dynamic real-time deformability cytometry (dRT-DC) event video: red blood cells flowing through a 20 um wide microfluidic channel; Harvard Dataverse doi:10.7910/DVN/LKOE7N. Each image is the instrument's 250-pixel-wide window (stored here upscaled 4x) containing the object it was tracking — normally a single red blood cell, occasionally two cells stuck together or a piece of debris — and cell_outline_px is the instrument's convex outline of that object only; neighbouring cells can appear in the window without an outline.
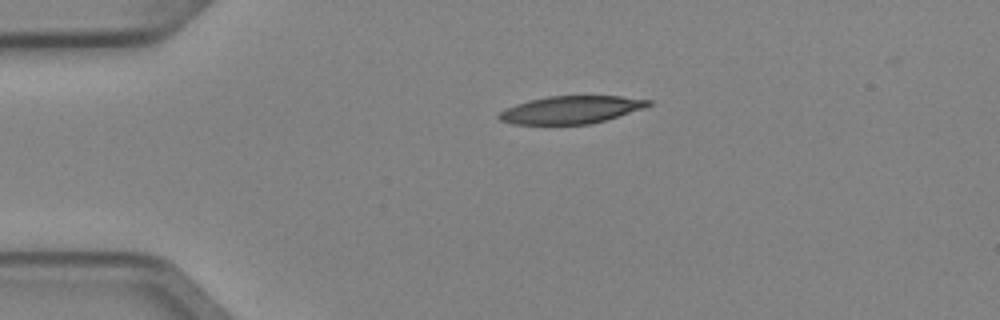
{"species": "Egyptian fruit bat (a non-hibernating species)", "species_latin": "Rousettus aegyptiacus", "temperature_condition": "cold", "stored_images_in_passage": 3, "segment_of_instrument_passage": [1, 2], "camera_frame_rate_fps": 3000, "um_per_image_px": 0.085, "animal": {"sex": "female"}, "frame": {"image": 1, "passage_image": 1, "time_ms": 0.0, "image_size_px": [1000, 320], "cell_outline_px": [[652, 104], [644, 108], [604, 120], [588, 124], [512, 124], [500, 120], [496, 116], [500, 112], [516, 104], [548, 96], [620, 96], [652, 100]], "centroid_in_image_um": [48.54, 9.33], "position_along_channel_um": 36.5, "area_um2": 23.76}}